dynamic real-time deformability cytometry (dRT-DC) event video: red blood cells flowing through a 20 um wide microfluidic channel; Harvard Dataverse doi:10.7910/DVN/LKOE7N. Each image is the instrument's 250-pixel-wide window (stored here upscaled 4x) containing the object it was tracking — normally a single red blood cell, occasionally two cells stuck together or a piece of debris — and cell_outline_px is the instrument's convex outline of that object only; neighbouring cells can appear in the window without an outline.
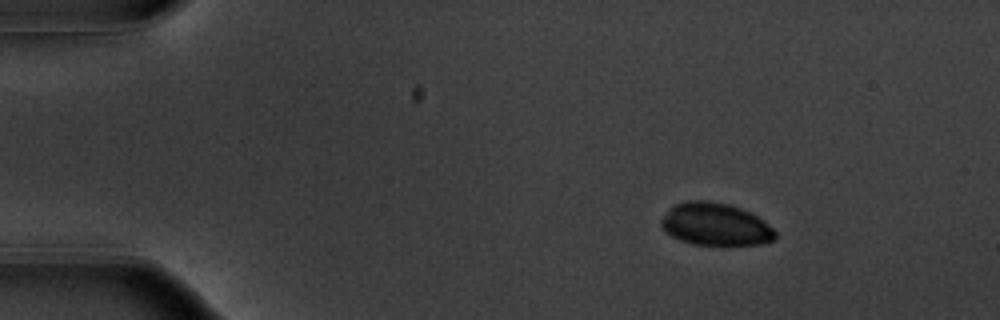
{"species": "common noctule bat (a hibernating species)", "species_latin": "Nyctalus noctula", "temperature_condition": "warm", "stored_images_in_passage": 48, "camera_frame_rate_fps": 3000, "um_per_image_px": 0.085, "animal": {"sex": "male", "body_mass_g": 20.1, "forearm_length_mm": 53.5}, "frame": {"image": 1, "passage_image": 1, "time_ms": 0.0, "image_size_px": [1000, 320], "cell_outline_px": [[776, 240], [760, 244], [692, 244], [680, 240], [672, 236], [660, 224], [660, 220], [668, 208], [676, 204], [688, 200], [708, 200], [728, 204], [740, 208], [764, 220], [776, 232]], "centroid_in_image_um": [60.8, 19.05], "position_along_channel_um": 24.2, "area_um2": 28.09}}
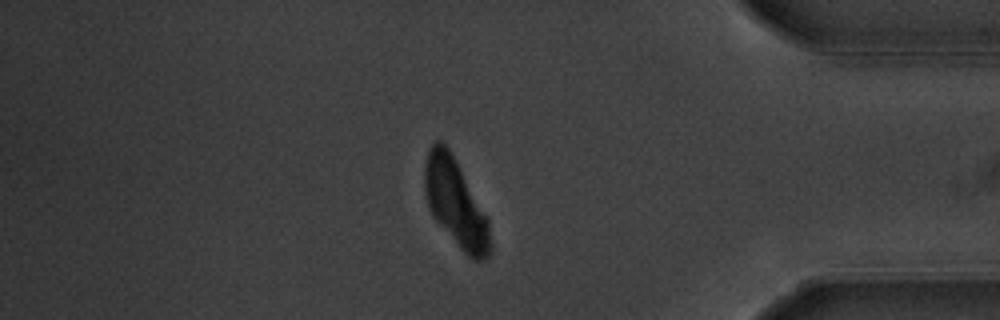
{"frame": {"image": 2, "passage_image": 40, "time_ms": 13.0, "image_size_px": [1000, 320], "cell_outline_px": [[492, 248], [488, 256], [484, 260], [472, 260], [460, 248], [432, 216], [428, 208], [424, 188], [424, 168], [428, 148], [436, 140], [440, 140], [448, 148], [488, 220], [492, 244]], "centroid_in_image_um": [38.7, 17.29], "position_along_channel_um": 396.5, "area_um2": 32.95}}
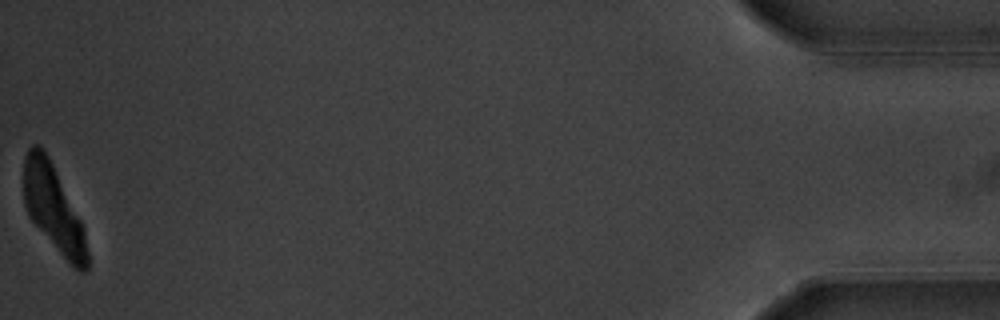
{"frame": {"image": 3, "passage_image": 48, "time_ms": 15.667, "image_size_px": [1000, 320], "cell_outline_px": [[88, 268], [84, 272], [80, 272], [72, 268], [28, 216], [24, 204], [24, 156], [28, 148], [32, 144], [40, 144], [48, 156], [84, 228], [88, 252]], "centroid_in_image_um": [4.53, 17.74], "position_along_channel_um": 430.7, "area_um2": 31.79}}